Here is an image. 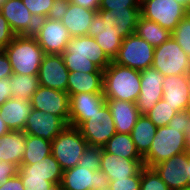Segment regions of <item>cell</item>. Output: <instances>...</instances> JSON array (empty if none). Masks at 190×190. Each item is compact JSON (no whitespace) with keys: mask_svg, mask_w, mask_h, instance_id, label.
<instances>
[{"mask_svg":"<svg viewBox=\"0 0 190 190\" xmlns=\"http://www.w3.org/2000/svg\"><path fill=\"white\" fill-rule=\"evenodd\" d=\"M31 109L30 101L12 97L0 106L1 119L10 131H23Z\"/></svg>","mask_w":190,"mask_h":190,"instance_id":"24","label":"cell"},{"mask_svg":"<svg viewBox=\"0 0 190 190\" xmlns=\"http://www.w3.org/2000/svg\"><path fill=\"white\" fill-rule=\"evenodd\" d=\"M30 102L33 109L59 116L69 125L70 95L67 92L39 85Z\"/></svg>","mask_w":190,"mask_h":190,"instance_id":"12","label":"cell"},{"mask_svg":"<svg viewBox=\"0 0 190 190\" xmlns=\"http://www.w3.org/2000/svg\"><path fill=\"white\" fill-rule=\"evenodd\" d=\"M188 78H189V85H190V71L188 73Z\"/></svg>","mask_w":190,"mask_h":190,"instance_id":"58","label":"cell"},{"mask_svg":"<svg viewBox=\"0 0 190 190\" xmlns=\"http://www.w3.org/2000/svg\"><path fill=\"white\" fill-rule=\"evenodd\" d=\"M106 104L103 93H77L70 95L69 125L79 127Z\"/></svg>","mask_w":190,"mask_h":190,"instance_id":"19","label":"cell"},{"mask_svg":"<svg viewBox=\"0 0 190 190\" xmlns=\"http://www.w3.org/2000/svg\"><path fill=\"white\" fill-rule=\"evenodd\" d=\"M70 2L96 11H98L100 5V0H70Z\"/></svg>","mask_w":190,"mask_h":190,"instance_id":"48","label":"cell"},{"mask_svg":"<svg viewBox=\"0 0 190 190\" xmlns=\"http://www.w3.org/2000/svg\"><path fill=\"white\" fill-rule=\"evenodd\" d=\"M9 84L13 98L30 101L39 86L38 75L13 74Z\"/></svg>","mask_w":190,"mask_h":190,"instance_id":"32","label":"cell"},{"mask_svg":"<svg viewBox=\"0 0 190 190\" xmlns=\"http://www.w3.org/2000/svg\"><path fill=\"white\" fill-rule=\"evenodd\" d=\"M152 67L164 76L188 75L190 58L171 36L166 42L155 47Z\"/></svg>","mask_w":190,"mask_h":190,"instance_id":"6","label":"cell"},{"mask_svg":"<svg viewBox=\"0 0 190 190\" xmlns=\"http://www.w3.org/2000/svg\"><path fill=\"white\" fill-rule=\"evenodd\" d=\"M140 71L112 61L103 71L105 99H118L136 103L140 94Z\"/></svg>","mask_w":190,"mask_h":190,"instance_id":"2","label":"cell"},{"mask_svg":"<svg viewBox=\"0 0 190 190\" xmlns=\"http://www.w3.org/2000/svg\"><path fill=\"white\" fill-rule=\"evenodd\" d=\"M9 132H10V129L8 128L6 123L1 119V115H0V137Z\"/></svg>","mask_w":190,"mask_h":190,"instance_id":"49","label":"cell"},{"mask_svg":"<svg viewBox=\"0 0 190 190\" xmlns=\"http://www.w3.org/2000/svg\"><path fill=\"white\" fill-rule=\"evenodd\" d=\"M171 36L182 47L190 58V12L178 22Z\"/></svg>","mask_w":190,"mask_h":190,"instance_id":"36","label":"cell"},{"mask_svg":"<svg viewBox=\"0 0 190 190\" xmlns=\"http://www.w3.org/2000/svg\"><path fill=\"white\" fill-rule=\"evenodd\" d=\"M144 167L143 160L125 159L101 150L100 170L110 181L137 175Z\"/></svg>","mask_w":190,"mask_h":190,"instance_id":"22","label":"cell"},{"mask_svg":"<svg viewBox=\"0 0 190 190\" xmlns=\"http://www.w3.org/2000/svg\"><path fill=\"white\" fill-rule=\"evenodd\" d=\"M141 0H100L98 10L110 11L127 7H140Z\"/></svg>","mask_w":190,"mask_h":190,"instance_id":"41","label":"cell"},{"mask_svg":"<svg viewBox=\"0 0 190 190\" xmlns=\"http://www.w3.org/2000/svg\"><path fill=\"white\" fill-rule=\"evenodd\" d=\"M107 19H103L97 12L89 26L88 35L103 49L108 58L113 61L119 52L123 38L116 27H112Z\"/></svg>","mask_w":190,"mask_h":190,"instance_id":"18","label":"cell"},{"mask_svg":"<svg viewBox=\"0 0 190 190\" xmlns=\"http://www.w3.org/2000/svg\"><path fill=\"white\" fill-rule=\"evenodd\" d=\"M103 93V72L72 71L68 75L67 93Z\"/></svg>","mask_w":190,"mask_h":190,"instance_id":"27","label":"cell"},{"mask_svg":"<svg viewBox=\"0 0 190 190\" xmlns=\"http://www.w3.org/2000/svg\"><path fill=\"white\" fill-rule=\"evenodd\" d=\"M48 190H64V189H63L62 184L60 182V183L51 184Z\"/></svg>","mask_w":190,"mask_h":190,"instance_id":"52","label":"cell"},{"mask_svg":"<svg viewBox=\"0 0 190 190\" xmlns=\"http://www.w3.org/2000/svg\"><path fill=\"white\" fill-rule=\"evenodd\" d=\"M78 128L87 144L97 147H103L116 133L115 124L107 104L91 115Z\"/></svg>","mask_w":190,"mask_h":190,"instance_id":"10","label":"cell"},{"mask_svg":"<svg viewBox=\"0 0 190 190\" xmlns=\"http://www.w3.org/2000/svg\"><path fill=\"white\" fill-rule=\"evenodd\" d=\"M97 13L96 10L86 9L70 1L59 5L58 18L66 27L71 37L88 35L89 26Z\"/></svg>","mask_w":190,"mask_h":190,"instance_id":"15","label":"cell"},{"mask_svg":"<svg viewBox=\"0 0 190 190\" xmlns=\"http://www.w3.org/2000/svg\"><path fill=\"white\" fill-rule=\"evenodd\" d=\"M187 128L163 126L156 130L149 151L143 156L144 166L152 168L156 164L187 152Z\"/></svg>","mask_w":190,"mask_h":190,"instance_id":"4","label":"cell"},{"mask_svg":"<svg viewBox=\"0 0 190 190\" xmlns=\"http://www.w3.org/2000/svg\"><path fill=\"white\" fill-rule=\"evenodd\" d=\"M188 151L166 159L152 168L167 184L170 190H178L189 185V179L185 177L187 170Z\"/></svg>","mask_w":190,"mask_h":190,"instance_id":"20","label":"cell"},{"mask_svg":"<svg viewBox=\"0 0 190 190\" xmlns=\"http://www.w3.org/2000/svg\"><path fill=\"white\" fill-rule=\"evenodd\" d=\"M106 104L110 109L116 133L131 134L132 128L140 116L136 103L118 99H106Z\"/></svg>","mask_w":190,"mask_h":190,"instance_id":"23","label":"cell"},{"mask_svg":"<svg viewBox=\"0 0 190 190\" xmlns=\"http://www.w3.org/2000/svg\"><path fill=\"white\" fill-rule=\"evenodd\" d=\"M0 11L16 35H33L38 19L26 8L22 0H7Z\"/></svg>","mask_w":190,"mask_h":190,"instance_id":"17","label":"cell"},{"mask_svg":"<svg viewBox=\"0 0 190 190\" xmlns=\"http://www.w3.org/2000/svg\"><path fill=\"white\" fill-rule=\"evenodd\" d=\"M52 155L64 171L78 165L83 151L88 146L78 127L68 125L52 141Z\"/></svg>","mask_w":190,"mask_h":190,"instance_id":"5","label":"cell"},{"mask_svg":"<svg viewBox=\"0 0 190 190\" xmlns=\"http://www.w3.org/2000/svg\"><path fill=\"white\" fill-rule=\"evenodd\" d=\"M175 1L181 4L188 12H190V0H175Z\"/></svg>","mask_w":190,"mask_h":190,"instance_id":"50","label":"cell"},{"mask_svg":"<svg viewBox=\"0 0 190 190\" xmlns=\"http://www.w3.org/2000/svg\"><path fill=\"white\" fill-rule=\"evenodd\" d=\"M33 36L45 54H62L71 38L57 15L38 20Z\"/></svg>","mask_w":190,"mask_h":190,"instance_id":"9","label":"cell"},{"mask_svg":"<svg viewBox=\"0 0 190 190\" xmlns=\"http://www.w3.org/2000/svg\"><path fill=\"white\" fill-rule=\"evenodd\" d=\"M140 14L172 33L188 11L175 0H141Z\"/></svg>","mask_w":190,"mask_h":190,"instance_id":"7","label":"cell"},{"mask_svg":"<svg viewBox=\"0 0 190 190\" xmlns=\"http://www.w3.org/2000/svg\"><path fill=\"white\" fill-rule=\"evenodd\" d=\"M18 175L45 177L47 181L53 184L62 181L63 170L55 157L49 154L34 164H21Z\"/></svg>","mask_w":190,"mask_h":190,"instance_id":"26","label":"cell"},{"mask_svg":"<svg viewBox=\"0 0 190 190\" xmlns=\"http://www.w3.org/2000/svg\"><path fill=\"white\" fill-rule=\"evenodd\" d=\"M7 0H0V7L6 2Z\"/></svg>","mask_w":190,"mask_h":190,"instance_id":"57","label":"cell"},{"mask_svg":"<svg viewBox=\"0 0 190 190\" xmlns=\"http://www.w3.org/2000/svg\"><path fill=\"white\" fill-rule=\"evenodd\" d=\"M106 152L131 160H143L137 151L131 134L115 133L102 147Z\"/></svg>","mask_w":190,"mask_h":190,"instance_id":"30","label":"cell"},{"mask_svg":"<svg viewBox=\"0 0 190 190\" xmlns=\"http://www.w3.org/2000/svg\"><path fill=\"white\" fill-rule=\"evenodd\" d=\"M13 75L11 63L3 50H0V79Z\"/></svg>","mask_w":190,"mask_h":190,"instance_id":"45","label":"cell"},{"mask_svg":"<svg viewBox=\"0 0 190 190\" xmlns=\"http://www.w3.org/2000/svg\"><path fill=\"white\" fill-rule=\"evenodd\" d=\"M103 19H107L112 27H116L119 35L125 39L135 32L140 14V7H127L110 11H97Z\"/></svg>","mask_w":190,"mask_h":190,"instance_id":"25","label":"cell"},{"mask_svg":"<svg viewBox=\"0 0 190 190\" xmlns=\"http://www.w3.org/2000/svg\"><path fill=\"white\" fill-rule=\"evenodd\" d=\"M0 190H25L20 176L9 178L5 183L0 185Z\"/></svg>","mask_w":190,"mask_h":190,"instance_id":"46","label":"cell"},{"mask_svg":"<svg viewBox=\"0 0 190 190\" xmlns=\"http://www.w3.org/2000/svg\"><path fill=\"white\" fill-rule=\"evenodd\" d=\"M25 190H48L52 184L45 177L20 176Z\"/></svg>","mask_w":190,"mask_h":190,"instance_id":"40","label":"cell"},{"mask_svg":"<svg viewBox=\"0 0 190 190\" xmlns=\"http://www.w3.org/2000/svg\"><path fill=\"white\" fill-rule=\"evenodd\" d=\"M134 33L146 40L154 48L160 46L171 37V32L169 30L141 16L139 17Z\"/></svg>","mask_w":190,"mask_h":190,"instance_id":"31","label":"cell"},{"mask_svg":"<svg viewBox=\"0 0 190 190\" xmlns=\"http://www.w3.org/2000/svg\"><path fill=\"white\" fill-rule=\"evenodd\" d=\"M140 190H170L153 168L144 167L141 170Z\"/></svg>","mask_w":190,"mask_h":190,"instance_id":"37","label":"cell"},{"mask_svg":"<svg viewBox=\"0 0 190 190\" xmlns=\"http://www.w3.org/2000/svg\"><path fill=\"white\" fill-rule=\"evenodd\" d=\"M38 20L57 15L59 4L55 0H22Z\"/></svg>","mask_w":190,"mask_h":190,"instance_id":"34","label":"cell"},{"mask_svg":"<svg viewBox=\"0 0 190 190\" xmlns=\"http://www.w3.org/2000/svg\"><path fill=\"white\" fill-rule=\"evenodd\" d=\"M186 137H187L188 151H190V125L187 128Z\"/></svg>","mask_w":190,"mask_h":190,"instance_id":"53","label":"cell"},{"mask_svg":"<svg viewBox=\"0 0 190 190\" xmlns=\"http://www.w3.org/2000/svg\"><path fill=\"white\" fill-rule=\"evenodd\" d=\"M162 99L177 112L186 111L190 102L188 75L165 76Z\"/></svg>","mask_w":190,"mask_h":190,"instance_id":"21","label":"cell"},{"mask_svg":"<svg viewBox=\"0 0 190 190\" xmlns=\"http://www.w3.org/2000/svg\"><path fill=\"white\" fill-rule=\"evenodd\" d=\"M61 56L69 72H103L112 62L89 35L71 37Z\"/></svg>","mask_w":190,"mask_h":190,"instance_id":"1","label":"cell"},{"mask_svg":"<svg viewBox=\"0 0 190 190\" xmlns=\"http://www.w3.org/2000/svg\"><path fill=\"white\" fill-rule=\"evenodd\" d=\"M154 50L151 44L133 33L123 39L118 55L113 61L116 64L142 71L152 67Z\"/></svg>","mask_w":190,"mask_h":190,"instance_id":"8","label":"cell"},{"mask_svg":"<svg viewBox=\"0 0 190 190\" xmlns=\"http://www.w3.org/2000/svg\"><path fill=\"white\" fill-rule=\"evenodd\" d=\"M190 125V117L187 111L177 112L169 121L168 126L174 128H188Z\"/></svg>","mask_w":190,"mask_h":190,"instance_id":"44","label":"cell"},{"mask_svg":"<svg viewBox=\"0 0 190 190\" xmlns=\"http://www.w3.org/2000/svg\"><path fill=\"white\" fill-rule=\"evenodd\" d=\"M185 177L189 179V185H190V151H188V163H187V170H185Z\"/></svg>","mask_w":190,"mask_h":190,"instance_id":"51","label":"cell"},{"mask_svg":"<svg viewBox=\"0 0 190 190\" xmlns=\"http://www.w3.org/2000/svg\"><path fill=\"white\" fill-rule=\"evenodd\" d=\"M178 190H190V185L186 186V187H183L181 189H178Z\"/></svg>","mask_w":190,"mask_h":190,"instance_id":"55","label":"cell"},{"mask_svg":"<svg viewBox=\"0 0 190 190\" xmlns=\"http://www.w3.org/2000/svg\"><path fill=\"white\" fill-rule=\"evenodd\" d=\"M9 98H12L9 78L0 79V106Z\"/></svg>","mask_w":190,"mask_h":190,"instance_id":"47","label":"cell"},{"mask_svg":"<svg viewBox=\"0 0 190 190\" xmlns=\"http://www.w3.org/2000/svg\"><path fill=\"white\" fill-rule=\"evenodd\" d=\"M176 113L177 111L174 110L172 106L161 99L145 115L155 124L157 128H159L167 126Z\"/></svg>","mask_w":190,"mask_h":190,"instance_id":"35","label":"cell"},{"mask_svg":"<svg viewBox=\"0 0 190 190\" xmlns=\"http://www.w3.org/2000/svg\"><path fill=\"white\" fill-rule=\"evenodd\" d=\"M67 70L61 54H45L38 71L39 85L67 92Z\"/></svg>","mask_w":190,"mask_h":190,"instance_id":"14","label":"cell"},{"mask_svg":"<svg viewBox=\"0 0 190 190\" xmlns=\"http://www.w3.org/2000/svg\"><path fill=\"white\" fill-rule=\"evenodd\" d=\"M67 126L68 124L61 117L32 108L23 131L52 141Z\"/></svg>","mask_w":190,"mask_h":190,"instance_id":"16","label":"cell"},{"mask_svg":"<svg viewBox=\"0 0 190 190\" xmlns=\"http://www.w3.org/2000/svg\"><path fill=\"white\" fill-rule=\"evenodd\" d=\"M186 111L188 112V115H189V117H190V102H189V105H188V108H187Z\"/></svg>","mask_w":190,"mask_h":190,"instance_id":"56","label":"cell"},{"mask_svg":"<svg viewBox=\"0 0 190 190\" xmlns=\"http://www.w3.org/2000/svg\"><path fill=\"white\" fill-rule=\"evenodd\" d=\"M141 171L134 176L110 181L109 190H140Z\"/></svg>","mask_w":190,"mask_h":190,"instance_id":"39","label":"cell"},{"mask_svg":"<svg viewBox=\"0 0 190 190\" xmlns=\"http://www.w3.org/2000/svg\"><path fill=\"white\" fill-rule=\"evenodd\" d=\"M52 154L51 141L26 134L25 153L21 164H34Z\"/></svg>","mask_w":190,"mask_h":190,"instance_id":"33","label":"cell"},{"mask_svg":"<svg viewBox=\"0 0 190 190\" xmlns=\"http://www.w3.org/2000/svg\"><path fill=\"white\" fill-rule=\"evenodd\" d=\"M156 130L157 127L146 115H140L132 128V140L142 157L149 151Z\"/></svg>","mask_w":190,"mask_h":190,"instance_id":"29","label":"cell"},{"mask_svg":"<svg viewBox=\"0 0 190 190\" xmlns=\"http://www.w3.org/2000/svg\"><path fill=\"white\" fill-rule=\"evenodd\" d=\"M61 184L64 190H109L110 179L100 169L76 165L63 171Z\"/></svg>","mask_w":190,"mask_h":190,"instance_id":"11","label":"cell"},{"mask_svg":"<svg viewBox=\"0 0 190 190\" xmlns=\"http://www.w3.org/2000/svg\"><path fill=\"white\" fill-rule=\"evenodd\" d=\"M140 94L136 101L140 115L148 113L162 99V83L165 76L153 67L140 71Z\"/></svg>","mask_w":190,"mask_h":190,"instance_id":"13","label":"cell"},{"mask_svg":"<svg viewBox=\"0 0 190 190\" xmlns=\"http://www.w3.org/2000/svg\"><path fill=\"white\" fill-rule=\"evenodd\" d=\"M102 147L88 145L83 151L78 165L80 167H87L89 170L97 171L100 169Z\"/></svg>","mask_w":190,"mask_h":190,"instance_id":"38","label":"cell"},{"mask_svg":"<svg viewBox=\"0 0 190 190\" xmlns=\"http://www.w3.org/2000/svg\"><path fill=\"white\" fill-rule=\"evenodd\" d=\"M3 51L13 74L38 75L45 52L33 35H16Z\"/></svg>","mask_w":190,"mask_h":190,"instance_id":"3","label":"cell"},{"mask_svg":"<svg viewBox=\"0 0 190 190\" xmlns=\"http://www.w3.org/2000/svg\"><path fill=\"white\" fill-rule=\"evenodd\" d=\"M16 36L0 11V50H3Z\"/></svg>","mask_w":190,"mask_h":190,"instance_id":"42","label":"cell"},{"mask_svg":"<svg viewBox=\"0 0 190 190\" xmlns=\"http://www.w3.org/2000/svg\"><path fill=\"white\" fill-rule=\"evenodd\" d=\"M59 5L65 4L69 2L70 0H55Z\"/></svg>","mask_w":190,"mask_h":190,"instance_id":"54","label":"cell"},{"mask_svg":"<svg viewBox=\"0 0 190 190\" xmlns=\"http://www.w3.org/2000/svg\"><path fill=\"white\" fill-rule=\"evenodd\" d=\"M26 133L10 131L0 137V160L21 166L25 153Z\"/></svg>","mask_w":190,"mask_h":190,"instance_id":"28","label":"cell"},{"mask_svg":"<svg viewBox=\"0 0 190 190\" xmlns=\"http://www.w3.org/2000/svg\"><path fill=\"white\" fill-rule=\"evenodd\" d=\"M19 167L13 163L1 160L0 162V185L5 183L9 178L18 174Z\"/></svg>","mask_w":190,"mask_h":190,"instance_id":"43","label":"cell"}]
</instances>
